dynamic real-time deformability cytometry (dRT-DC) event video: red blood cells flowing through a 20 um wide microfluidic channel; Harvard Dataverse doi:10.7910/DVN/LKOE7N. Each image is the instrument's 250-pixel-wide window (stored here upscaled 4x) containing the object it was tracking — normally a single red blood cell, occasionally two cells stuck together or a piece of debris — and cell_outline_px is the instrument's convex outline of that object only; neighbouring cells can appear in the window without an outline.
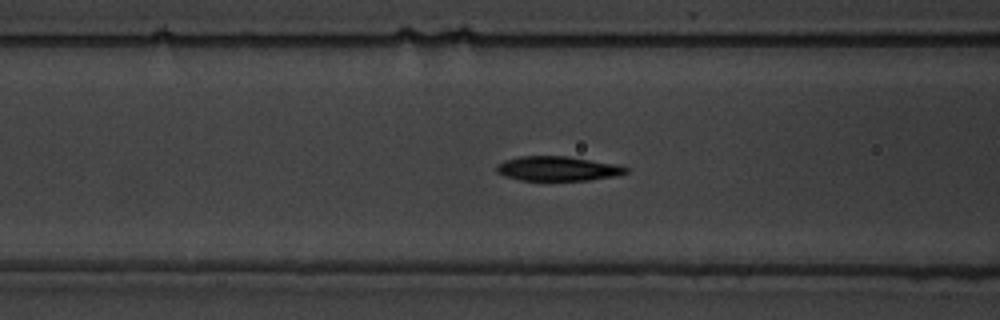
{"species": "common noctule bat (a hibernating species)", "species_latin": "Nyctalus noctula", "temperature_condition": "warm", "stored_images_in_passage": 42, "segment_of_instrument_passage": [1, 2], "camera_frame_rate_fps": 3000, "um_per_image_px": 0.085, "animal": {"sex": "male", "body_mass_g": 19.5, "forearm_length_mm": 54.6}, "frame": {"image": 1, "passage_image": 5, "time_ms": 1.333, "image_size_px": [1000, 320], "cell_outline_px": [[628, 172], [616, 176], [588, 180], [520, 180], [504, 176], [496, 172], [496, 164], [504, 160], [520, 156], [568, 156], [616, 164], [628, 168]], "centroid_in_image_um": [47.37, 14.33], "position_along_channel_um": 119.2, "area_um2": 18.55}}
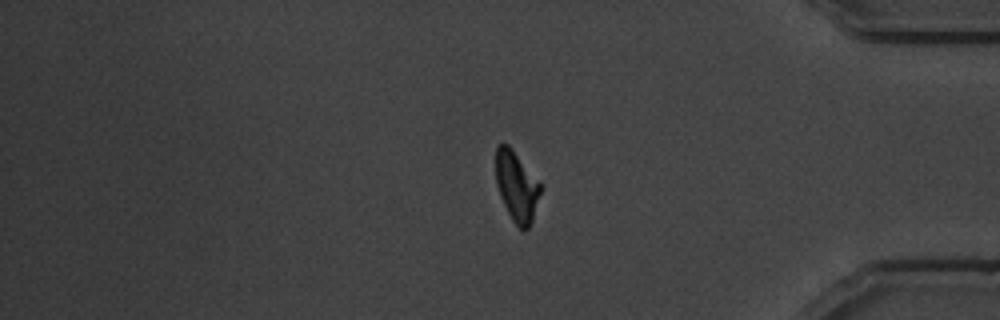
{"frame": {"image": 2, "passage_image": 31, "time_ms": 10.0, "image_size_px": [1000, 320], "cell_outline_px": [[540, 192], [532, 220], [528, 228], [520, 228], [512, 220], [500, 196], [496, 184], [496, 144], [508, 144], [512, 148], [540, 184]], "centroid_in_image_um": [43.88, 15.81], "position_along_channel_um": 391.3, "area_um2": 17.74}}